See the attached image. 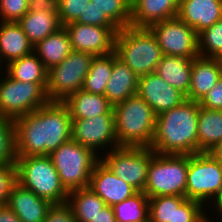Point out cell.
Listing matches in <instances>:
<instances>
[{"mask_svg": "<svg viewBox=\"0 0 222 222\" xmlns=\"http://www.w3.org/2000/svg\"><path fill=\"white\" fill-rule=\"evenodd\" d=\"M29 11L59 13V0H29Z\"/></svg>", "mask_w": 222, "mask_h": 222, "instance_id": "obj_43", "label": "cell"}, {"mask_svg": "<svg viewBox=\"0 0 222 222\" xmlns=\"http://www.w3.org/2000/svg\"><path fill=\"white\" fill-rule=\"evenodd\" d=\"M0 222H21L18 216L7 205L0 208Z\"/></svg>", "mask_w": 222, "mask_h": 222, "instance_id": "obj_46", "label": "cell"}, {"mask_svg": "<svg viewBox=\"0 0 222 222\" xmlns=\"http://www.w3.org/2000/svg\"><path fill=\"white\" fill-rule=\"evenodd\" d=\"M114 62V52L104 56H95L90 70L84 79L82 90L105 95V88L111 77Z\"/></svg>", "mask_w": 222, "mask_h": 222, "instance_id": "obj_30", "label": "cell"}, {"mask_svg": "<svg viewBox=\"0 0 222 222\" xmlns=\"http://www.w3.org/2000/svg\"><path fill=\"white\" fill-rule=\"evenodd\" d=\"M93 222H116L115 214L111 206L106 205L94 219Z\"/></svg>", "mask_w": 222, "mask_h": 222, "instance_id": "obj_45", "label": "cell"}, {"mask_svg": "<svg viewBox=\"0 0 222 222\" xmlns=\"http://www.w3.org/2000/svg\"><path fill=\"white\" fill-rule=\"evenodd\" d=\"M73 51L68 33L64 27L48 35L33 48L47 70L60 64Z\"/></svg>", "mask_w": 222, "mask_h": 222, "instance_id": "obj_25", "label": "cell"}, {"mask_svg": "<svg viewBox=\"0 0 222 222\" xmlns=\"http://www.w3.org/2000/svg\"><path fill=\"white\" fill-rule=\"evenodd\" d=\"M95 55L72 51L60 64L48 70L46 94L49 101L63 102L83 87Z\"/></svg>", "mask_w": 222, "mask_h": 222, "instance_id": "obj_9", "label": "cell"}, {"mask_svg": "<svg viewBox=\"0 0 222 222\" xmlns=\"http://www.w3.org/2000/svg\"><path fill=\"white\" fill-rule=\"evenodd\" d=\"M198 52L205 58L222 56V18L198 34Z\"/></svg>", "mask_w": 222, "mask_h": 222, "instance_id": "obj_32", "label": "cell"}, {"mask_svg": "<svg viewBox=\"0 0 222 222\" xmlns=\"http://www.w3.org/2000/svg\"><path fill=\"white\" fill-rule=\"evenodd\" d=\"M222 76L218 58L196 57L193 59L188 100L199 102Z\"/></svg>", "mask_w": 222, "mask_h": 222, "instance_id": "obj_22", "label": "cell"}, {"mask_svg": "<svg viewBox=\"0 0 222 222\" xmlns=\"http://www.w3.org/2000/svg\"><path fill=\"white\" fill-rule=\"evenodd\" d=\"M33 48L18 22H0V69L15 59L29 55Z\"/></svg>", "mask_w": 222, "mask_h": 222, "instance_id": "obj_20", "label": "cell"}, {"mask_svg": "<svg viewBox=\"0 0 222 222\" xmlns=\"http://www.w3.org/2000/svg\"><path fill=\"white\" fill-rule=\"evenodd\" d=\"M6 205L15 212L21 222H44L52 203L17 182Z\"/></svg>", "mask_w": 222, "mask_h": 222, "instance_id": "obj_18", "label": "cell"}, {"mask_svg": "<svg viewBox=\"0 0 222 222\" xmlns=\"http://www.w3.org/2000/svg\"><path fill=\"white\" fill-rule=\"evenodd\" d=\"M222 189V163L211 152L189 155L186 199L206 206Z\"/></svg>", "mask_w": 222, "mask_h": 222, "instance_id": "obj_10", "label": "cell"}, {"mask_svg": "<svg viewBox=\"0 0 222 222\" xmlns=\"http://www.w3.org/2000/svg\"><path fill=\"white\" fill-rule=\"evenodd\" d=\"M28 7L29 0H0V22H18Z\"/></svg>", "mask_w": 222, "mask_h": 222, "instance_id": "obj_37", "label": "cell"}, {"mask_svg": "<svg viewBox=\"0 0 222 222\" xmlns=\"http://www.w3.org/2000/svg\"><path fill=\"white\" fill-rule=\"evenodd\" d=\"M63 103L68 107L72 119L114 114L113 106L104 95L89 93L82 89L69 95Z\"/></svg>", "mask_w": 222, "mask_h": 222, "instance_id": "obj_23", "label": "cell"}, {"mask_svg": "<svg viewBox=\"0 0 222 222\" xmlns=\"http://www.w3.org/2000/svg\"><path fill=\"white\" fill-rule=\"evenodd\" d=\"M179 0H131L130 26L149 28L157 22L177 17Z\"/></svg>", "mask_w": 222, "mask_h": 222, "instance_id": "obj_19", "label": "cell"}, {"mask_svg": "<svg viewBox=\"0 0 222 222\" xmlns=\"http://www.w3.org/2000/svg\"><path fill=\"white\" fill-rule=\"evenodd\" d=\"M74 51H83L104 56L115 52L118 27H99L71 22L63 26Z\"/></svg>", "mask_w": 222, "mask_h": 222, "instance_id": "obj_14", "label": "cell"}, {"mask_svg": "<svg viewBox=\"0 0 222 222\" xmlns=\"http://www.w3.org/2000/svg\"><path fill=\"white\" fill-rule=\"evenodd\" d=\"M60 182L69 193L89 186L92 171L100 161L93 150L69 140L60 145L50 155Z\"/></svg>", "mask_w": 222, "mask_h": 222, "instance_id": "obj_7", "label": "cell"}, {"mask_svg": "<svg viewBox=\"0 0 222 222\" xmlns=\"http://www.w3.org/2000/svg\"><path fill=\"white\" fill-rule=\"evenodd\" d=\"M17 157L50 155L71 140L72 118L60 101H49L14 120Z\"/></svg>", "mask_w": 222, "mask_h": 222, "instance_id": "obj_1", "label": "cell"}, {"mask_svg": "<svg viewBox=\"0 0 222 222\" xmlns=\"http://www.w3.org/2000/svg\"><path fill=\"white\" fill-rule=\"evenodd\" d=\"M17 182L52 204L67 202L68 192L49 155L16 158Z\"/></svg>", "mask_w": 222, "mask_h": 222, "instance_id": "obj_5", "label": "cell"}, {"mask_svg": "<svg viewBox=\"0 0 222 222\" xmlns=\"http://www.w3.org/2000/svg\"><path fill=\"white\" fill-rule=\"evenodd\" d=\"M113 112L119 147H151L157 115L142 97H128L113 106Z\"/></svg>", "mask_w": 222, "mask_h": 222, "instance_id": "obj_3", "label": "cell"}, {"mask_svg": "<svg viewBox=\"0 0 222 222\" xmlns=\"http://www.w3.org/2000/svg\"><path fill=\"white\" fill-rule=\"evenodd\" d=\"M44 222H76L71 206L65 202L52 204Z\"/></svg>", "mask_w": 222, "mask_h": 222, "instance_id": "obj_41", "label": "cell"}, {"mask_svg": "<svg viewBox=\"0 0 222 222\" xmlns=\"http://www.w3.org/2000/svg\"><path fill=\"white\" fill-rule=\"evenodd\" d=\"M112 208L116 222H142L149 218V197L137 192Z\"/></svg>", "mask_w": 222, "mask_h": 222, "instance_id": "obj_31", "label": "cell"}, {"mask_svg": "<svg viewBox=\"0 0 222 222\" xmlns=\"http://www.w3.org/2000/svg\"><path fill=\"white\" fill-rule=\"evenodd\" d=\"M94 191L108 206H113L123 202L138 191L118 178L100 160L94 167L88 186Z\"/></svg>", "mask_w": 222, "mask_h": 222, "instance_id": "obj_16", "label": "cell"}, {"mask_svg": "<svg viewBox=\"0 0 222 222\" xmlns=\"http://www.w3.org/2000/svg\"><path fill=\"white\" fill-rule=\"evenodd\" d=\"M137 94L149 104L157 116L181 105L187 99L156 72L138 78Z\"/></svg>", "mask_w": 222, "mask_h": 222, "instance_id": "obj_15", "label": "cell"}, {"mask_svg": "<svg viewBox=\"0 0 222 222\" xmlns=\"http://www.w3.org/2000/svg\"><path fill=\"white\" fill-rule=\"evenodd\" d=\"M219 220H217L218 222H222V216L218 218ZM221 220V221H220Z\"/></svg>", "mask_w": 222, "mask_h": 222, "instance_id": "obj_49", "label": "cell"}, {"mask_svg": "<svg viewBox=\"0 0 222 222\" xmlns=\"http://www.w3.org/2000/svg\"><path fill=\"white\" fill-rule=\"evenodd\" d=\"M198 153L211 152L222 141V110H211L199 105Z\"/></svg>", "mask_w": 222, "mask_h": 222, "instance_id": "obj_26", "label": "cell"}, {"mask_svg": "<svg viewBox=\"0 0 222 222\" xmlns=\"http://www.w3.org/2000/svg\"><path fill=\"white\" fill-rule=\"evenodd\" d=\"M154 153L150 147H118L104 153L100 160L118 178L138 192H144L149 163Z\"/></svg>", "mask_w": 222, "mask_h": 222, "instance_id": "obj_11", "label": "cell"}, {"mask_svg": "<svg viewBox=\"0 0 222 222\" xmlns=\"http://www.w3.org/2000/svg\"><path fill=\"white\" fill-rule=\"evenodd\" d=\"M211 153L222 163V141L211 151Z\"/></svg>", "mask_w": 222, "mask_h": 222, "instance_id": "obj_47", "label": "cell"}, {"mask_svg": "<svg viewBox=\"0 0 222 222\" xmlns=\"http://www.w3.org/2000/svg\"><path fill=\"white\" fill-rule=\"evenodd\" d=\"M71 130L72 140L93 150L98 156L119 147L116 139L114 114L72 119Z\"/></svg>", "mask_w": 222, "mask_h": 222, "instance_id": "obj_13", "label": "cell"}, {"mask_svg": "<svg viewBox=\"0 0 222 222\" xmlns=\"http://www.w3.org/2000/svg\"><path fill=\"white\" fill-rule=\"evenodd\" d=\"M188 168L189 155L154 153L149 163L145 195L149 198L186 197Z\"/></svg>", "mask_w": 222, "mask_h": 222, "instance_id": "obj_6", "label": "cell"}, {"mask_svg": "<svg viewBox=\"0 0 222 222\" xmlns=\"http://www.w3.org/2000/svg\"><path fill=\"white\" fill-rule=\"evenodd\" d=\"M199 102L186 99L181 105L156 117L151 149L158 154L198 153Z\"/></svg>", "mask_w": 222, "mask_h": 222, "instance_id": "obj_2", "label": "cell"}, {"mask_svg": "<svg viewBox=\"0 0 222 222\" xmlns=\"http://www.w3.org/2000/svg\"><path fill=\"white\" fill-rule=\"evenodd\" d=\"M186 197L158 196L149 198V219L151 222H173L174 205H180Z\"/></svg>", "mask_w": 222, "mask_h": 222, "instance_id": "obj_35", "label": "cell"}, {"mask_svg": "<svg viewBox=\"0 0 222 222\" xmlns=\"http://www.w3.org/2000/svg\"><path fill=\"white\" fill-rule=\"evenodd\" d=\"M16 183V164L0 165V205H6L12 188Z\"/></svg>", "mask_w": 222, "mask_h": 222, "instance_id": "obj_39", "label": "cell"}, {"mask_svg": "<svg viewBox=\"0 0 222 222\" xmlns=\"http://www.w3.org/2000/svg\"><path fill=\"white\" fill-rule=\"evenodd\" d=\"M46 87L47 83L12 79L0 69V115L15 120L46 105Z\"/></svg>", "mask_w": 222, "mask_h": 222, "instance_id": "obj_8", "label": "cell"}, {"mask_svg": "<svg viewBox=\"0 0 222 222\" xmlns=\"http://www.w3.org/2000/svg\"><path fill=\"white\" fill-rule=\"evenodd\" d=\"M192 63L193 59L190 58L163 55L155 72L188 99Z\"/></svg>", "mask_w": 222, "mask_h": 222, "instance_id": "obj_24", "label": "cell"}, {"mask_svg": "<svg viewBox=\"0 0 222 222\" xmlns=\"http://www.w3.org/2000/svg\"><path fill=\"white\" fill-rule=\"evenodd\" d=\"M14 120L0 115V165L16 163Z\"/></svg>", "mask_w": 222, "mask_h": 222, "instance_id": "obj_34", "label": "cell"}, {"mask_svg": "<svg viewBox=\"0 0 222 222\" xmlns=\"http://www.w3.org/2000/svg\"><path fill=\"white\" fill-rule=\"evenodd\" d=\"M18 23L33 46L63 27L58 14L45 11H28Z\"/></svg>", "mask_w": 222, "mask_h": 222, "instance_id": "obj_27", "label": "cell"}, {"mask_svg": "<svg viewBox=\"0 0 222 222\" xmlns=\"http://www.w3.org/2000/svg\"><path fill=\"white\" fill-rule=\"evenodd\" d=\"M75 22L99 27H117L106 14L98 10L92 1L86 5L84 13H82Z\"/></svg>", "mask_w": 222, "mask_h": 222, "instance_id": "obj_40", "label": "cell"}, {"mask_svg": "<svg viewBox=\"0 0 222 222\" xmlns=\"http://www.w3.org/2000/svg\"><path fill=\"white\" fill-rule=\"evenodd\" d=\"M199 105L211 110H222V76L199 101Z\"/></svg>", "mask_w": 222, "mask_h": 222, "instance_id": "obj_42", "label": "cell"}, {"mask_svg": "<svg viewBox=\"0 0 222 222\" xmlns=\"http://www.w3.org/2000/svg\"><path fill=\"white\" fill-rule=\"evenodd\" d=\"M3 70L15 80L47 83L48 70L34 52L11 61Z\"/></svg>", "mask_w": 222, "mask_h": 222, "instance_id": "obj_29", "label": "cell"}, {"mask_svg": "<svg viewBox=\"0 0 222 222\" xmlns=\"http://www.w3.org/2000/svg\"><path fill=\"white\" fill-rule=\"evenodd\" d=\"M209 206L211 207V208H209ZM208 207V208H207ZM213 207V208H212ZM205 208H207V209H205V218H206V221L207 222H214V220H215V214L214 213H216L217 215H218V217L217 218H219V217H221L222 216V189L219 191V192H217L216 194H215V196L209 201V203L205 206ZM208 209H209V211L211 210H214L215 212H212L213 214H211V216L210 217H208ZM216 209V210H215ZM212 215H213V217H212ZM211 217H212V219H211ZM211 219V220H210ZM214 219V220H213Z\"/></svg>", "mask_w": 222, "mask_h": 222, "instance_id": "obj_44", "label": "cell"}, {"mask_svg": "<svg viewBox=\"0 0 222 222\" xmlns=\"http://www.w3.org/2000/svg\"><path fill=\"white\" fill-rule=\"evenodd\" d=\"M218 60H219V62H220V64H221V71H222V56H220V57L218 58Z\"/></svg>", "mask_w": 222, "mask_h": 222, "instance_id": "obj_48", "label": "cell"}, {"mask_svg": "<svg viewBox=\"0 0 222 222\" xmlns=\"http://www.w3.org/2000/svg\"><path fill=\"white\" fill-rule=\"evenodd\" d=\"M119 28L130 26L131 0H90Z\"/></svg>", "mask_w": 222, "mask_h": 222, "instance_id": "obj_33", "label": "cell"}, {"mask_svg": "<svg viewBox=\"0 0 222 222\" xmlns=\"http://www.w3.org/2000/svg\"><path fill=\"white\" fill-rule=\"evenodd\" d=\"M142 222H151V221H150V219L148 218L147 220H145V221H142Z\"/></svg>", "mask_w": 222, "mask_h": 222, "instance_id": "obj_50", "label": "cell"}, {"mask_svg": "<svg viewBox=\"0 0 222 222\" xmlns=\"http://www.w3.org/2000/svg\"><path fill=\"white\" fill-rule=\"evenodd\" d=\"M205 209L202 203L185 199L180 205H174L173 222H207Z\"/></svg>", "mask_w": 222, "mask_h": 222, "instance_id": "obj_36", "label": "cell"}, {"mask_svg": "<svg viewBox=\"0 0 222 222\" xmlns=\"http://www.w3.org/2000/svg\"><path fill=\"white\" fill-rule=\"evenodd\" d=\"M177 17L199 34L222 18V0H179Z\"/></svg>", "mask_w": 222, "mask_h": 222, "instance_id": "obj_17", "label": "cell"}, {"mask_svg": "<svg viewBox=\"0 0 222 222\" xmlns=\"http://www.w3.org/2000/svg\"><path fill=\"white\" fill-rule=\"evenodd\" d=\"M115 53L138 77L155 72L163 56L157 39L149 28L132 26L118 31Z\"/></svg>", "mask_w": 222, "mask_h": 222, "instance_id": "obj_4", "label": "cell"}, {"mask_svg": "<svg viewBox=\"0 0 222 222\" xmlns=\"http://www.w3.org/2000/svg\"><path fill=\"white\" fill-rule=\"evenodd\" d=\"M138 78L114 52L112 73L107 82L104 96L112 106L125 101L128 97L137 94Z\"/></svg>", "mask_w": 222, "mask_h": 222, "instance_id": "obj_21", "label": "cell"}, {"mask_svg": "<svg viewBox=\"0 0 222 222\" xmlns=\"http://www.w3.org/2000/svg\"><path fill=\"white\" fill-rule=\"evenodd\" d=\"M90 0H59V20L62 26L75 22L84 13Z\"/></svg>", "mask_w": 222, "mask_h": 222, "instance_id": "obj_38", "label": "cell"}, {"mask_svg": "<svg viewBox=\"0 0 222 222\" xmlns=\"http://www.w3.org/2000/svg\"><path fill=\"white\" fill-rule=\"evenodd\" d=\"M67 203L72 208L76 222H93L106 206L105 202L89 187L69 192Z\"/></svg>", "mask_w": 222, "mask_h": 222, "instance_id": "obj_28", "label": "cell"}, {"mask_svg": "<svg viewBox=\"0 0 222 222\" xmlns=\"http://www.w3.org/2000/svg\"><path fill=\"white\" fill-rule=\"evenodd\" d=\"M163 55L194 59L199 56L198 34L180 18L174 17L149 27Z\"/></svg>", "mask_w": 222, "mask_h": 222, "instance_id": "obj_12", "label": "cell"}]
</instances>
